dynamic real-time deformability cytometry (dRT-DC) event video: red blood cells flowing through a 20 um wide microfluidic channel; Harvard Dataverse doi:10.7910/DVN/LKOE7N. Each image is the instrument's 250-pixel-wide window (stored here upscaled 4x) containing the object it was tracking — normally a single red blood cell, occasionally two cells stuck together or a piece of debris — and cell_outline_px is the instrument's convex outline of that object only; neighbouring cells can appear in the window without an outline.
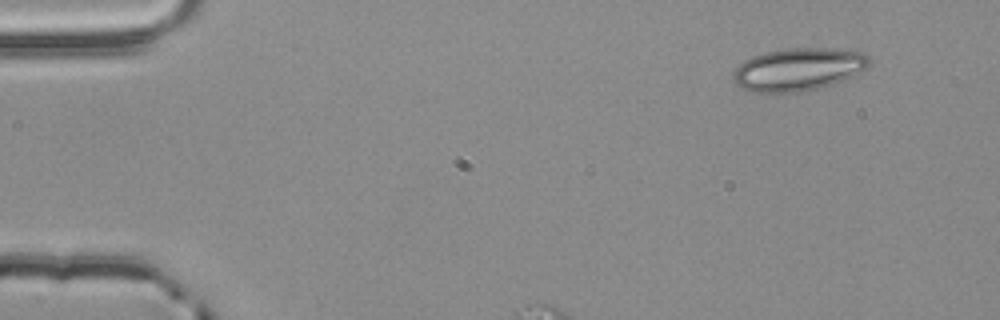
{"species": "common noctule bat (a hibernating species)", "species_latin": "Nyctalus noctula", "temperature_condition": "room temperature", "stored_images_in_passage": 2, "camera_frame_rate_fps": 3000, "um_per_image_px": 0.085, "animal": {"sex": "male", "body_mass_g": 20.4}, "frame": {"image": 1, "passage_image": 1, "time_ms": 0.0, "image_size_px": [1000, 320], "cell_outline_px": [[872, 64], [868, 68], [844, 80], [832, 84], [800, 92], [756, 92], [740, 88], [732, 80], [732, 76], [736, 68], [744, 60], [752, 56], [764, 52], [784, 48], [828, 48], [864, 52], [872, 60]], "centroid_in_image_um": [67.88, 5.88], "position_along_channel_um": 17.1, "area_um2": 34.16}}